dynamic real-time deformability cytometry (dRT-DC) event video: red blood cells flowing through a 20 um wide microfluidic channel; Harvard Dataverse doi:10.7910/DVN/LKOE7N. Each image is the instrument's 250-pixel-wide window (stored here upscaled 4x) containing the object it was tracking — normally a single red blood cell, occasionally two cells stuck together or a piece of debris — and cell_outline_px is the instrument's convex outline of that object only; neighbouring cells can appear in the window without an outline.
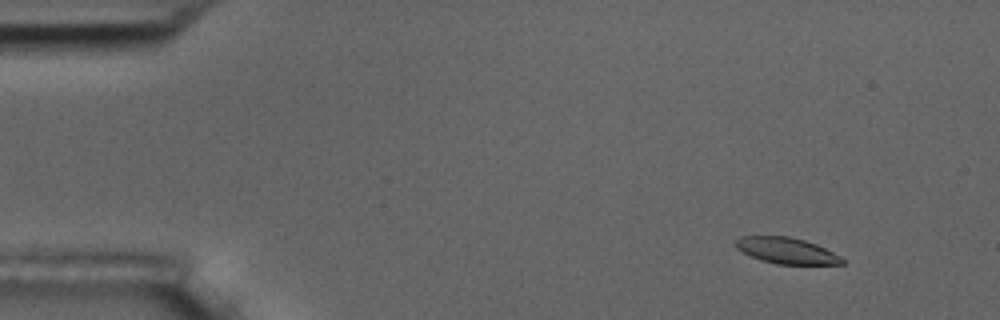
{"species": "common noctule bat (a hibernating species)", "species_latin": "Nyctalus noctula", "temperature_condition": "room temperature", "stored_images_in_passage": 6, "camera_frame_rate_fps": 3000, "um_per_image_px": 0.085, "animal": {"sex": "male", "body_mass_g": 17.5, "forearm_length_mm": 52.3}, "frame": {"image": 1, "passage_image": 2, "time_ms": 1.333, "image_size_px": [1000, 320], "cell_outline_px": [[844, 264], [776, 264], [760, 260], [736, 248], [736, 240], [740, 236], [788, 236], [804, 240], [816, 244], [832, 252], [844, 260]], "centroid_in_image_um": [66.83, 21.3], "position_along_channel_um": 18.2, "area_um2": 15.95}}
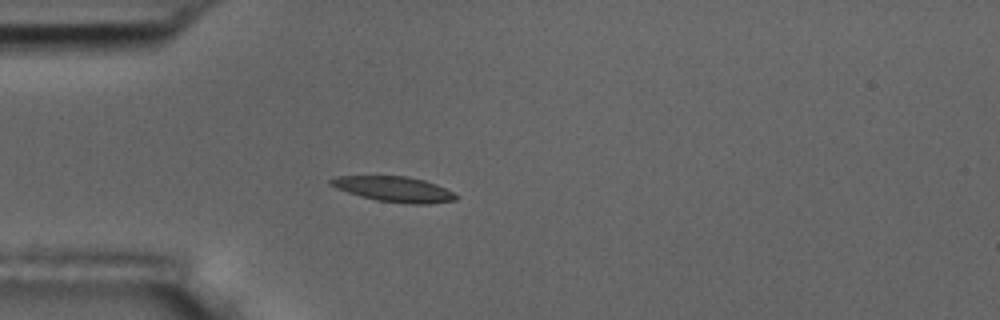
{"frame": {"image": 2, "passage_image": 5, "time_ms": 4.667, "image_size_px": [1000, 320], "cell_outline_px": [[460, 196], [456, 200], [428, 204], [408, 204], [376, 200], [360, 196], [336, 188], [328, 184], [328, 180], [336, 176], [408, 176], [424, 180], [436, 184]], "centroid_in_image_um": [33.49, 16.08], "position_along_channel_um": 51.5, "area_um2": 18.55}}